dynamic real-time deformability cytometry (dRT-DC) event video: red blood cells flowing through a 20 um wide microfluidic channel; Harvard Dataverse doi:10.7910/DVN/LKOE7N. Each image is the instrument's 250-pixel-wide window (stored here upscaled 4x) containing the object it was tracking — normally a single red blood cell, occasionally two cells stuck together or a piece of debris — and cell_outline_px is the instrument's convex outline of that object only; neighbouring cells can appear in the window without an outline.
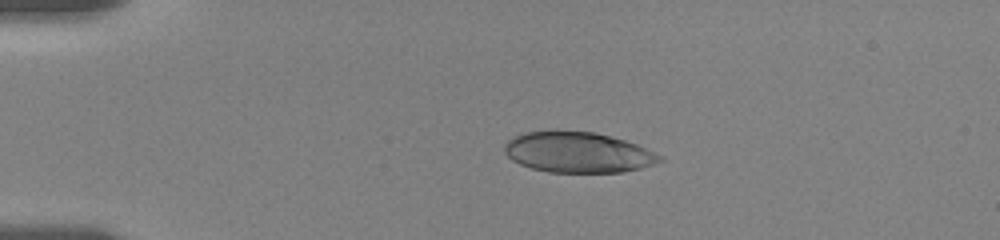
{"species": "human", "species_latin": "Homo sapiens", "temperature_condition": "room temperature", "stored_images_in_passage": 4, "camera_frame_rate_fps": 3000, "um_per_image_px": 0.085, "donor": {"sex": "female"}, "frame": {"image": 1, "passage_image": 1, "time_ms": 0.0, "image_size_px": [1000, 240], "cell_outline_px": [[664, 160], [640, 168], [620, 172], [548, 172], [532, 168], [520, 164], [512, 160], [504, 152], [504, 144], [512, 136], [524, 132], [548, 128], [596, 132], [624, 140], [636, 144], [660, 156]], "centroid_in_image_um": [49.02, 12.91], "position_along_channel_um": 36.0, "area_um2": 37.17}}